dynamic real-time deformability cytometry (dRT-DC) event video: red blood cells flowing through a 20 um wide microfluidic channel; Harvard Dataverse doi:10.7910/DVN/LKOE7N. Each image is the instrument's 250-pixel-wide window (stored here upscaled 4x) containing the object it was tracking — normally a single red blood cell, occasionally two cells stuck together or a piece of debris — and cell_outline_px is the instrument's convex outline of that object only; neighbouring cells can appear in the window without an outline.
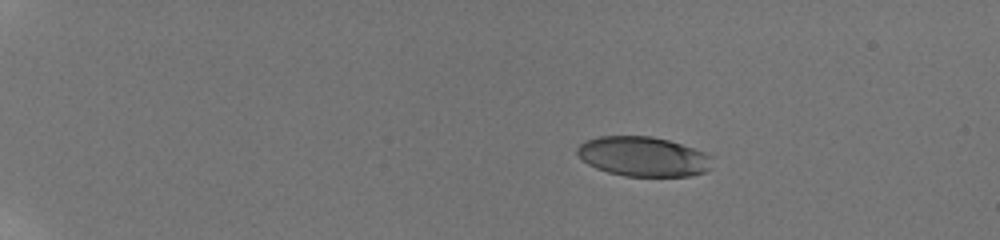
{"species": "human", "species_latin": "Homo sapiens", "temperature_condition": "room temperature", "stored_images_in_passage": 47, "camera_frame_rate_fps": 3000, "um_per_image_px": 0.085, "donor": {"sex": "male"}, "frame": {"image": 1, "passage_image": 1, "time_ms": 0.0, "image_size_px": [1000, 240], "cell_outline_px": [[716, 156], [708, 168], [704, 172], [688, 176], [624, 176], [608, 172], [596, 168], [588, 164], [576, 152], [576, 148], [584, 140], [600, 136], [652, 136], [668, 140]], "centroid_in_image_um": [54.67, 13.3], "position_along_channel_um": 30.3, "area_um2": 31.27}}
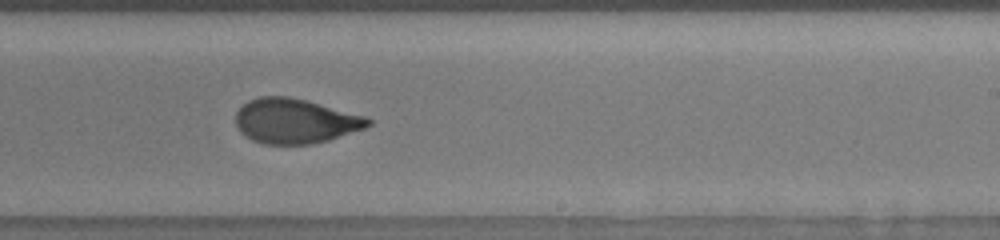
{"frame": {"image": 2, "passage_image": 29, "time_ms": 9.333, "image_size_px": [1000, 240], "cell_outline_px": [[372, 124], [364, 128], [328, 140], [312, 144], [264, 144], [252, 140], [240, 132], [236, 124], [236, 112], [248, 100], [260, 96], [288, 96], [368, 116], [372, 120]], "centroid_in_image_um": [25.09, 10.29], "position_along_channel_um": 263.9, "area_um2": 34.51}}
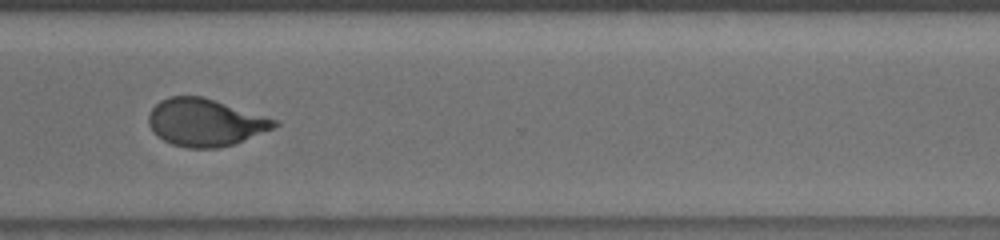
{"frame": {"image": 3, "passage_image": 36, "time_ms": 11.667, "image_size_px": [1000, 240], "cell_outline_px": [[280, 124], [272, 128], [232, 144], [216, 148], [188, 148], [172, 144], [164, 140], [152, 132], [148, 124], [148, 112], [160, 100], [168, 96], [204, 96], [276, 120]], "centroid_in_image_um": [17.36, 10.39], "position_along_channel_um": 353.2, "area_um2": 34.45}, "authors_computed_cell_mechanics": {"area_um2": 34.4488, "velocity_mm_per_s": 3.8231, "shape_relaxation_time_tau1_ms": 6.3751, "shape_relaxation_time_tau2_ms": 1.0457, "deformation_change_tau1": 0.2345, "deformation_change_tau2": 0.0689}}